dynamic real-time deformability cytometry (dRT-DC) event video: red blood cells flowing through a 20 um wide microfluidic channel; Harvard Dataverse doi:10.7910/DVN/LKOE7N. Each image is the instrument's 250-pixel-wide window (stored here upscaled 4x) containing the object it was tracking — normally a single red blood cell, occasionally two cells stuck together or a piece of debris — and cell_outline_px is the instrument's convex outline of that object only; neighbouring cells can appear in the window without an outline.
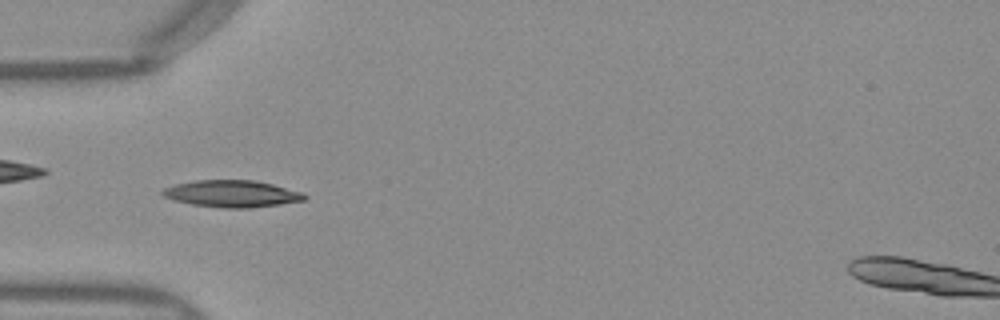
{"species": "Egyptian fruit bat (a non-hibernating species)", "species_latin": "Rousettus aegyptiacus", "temperature_condition": "warm", "stored_images_in_passage": 51, "camera_frame_rate_fps": 3000, "um_per_image_px": 0.085, "frame": {"image": 1, "passage_image": 16, "time_ms": 5.0, "image_size_px": [1000, 320], "cell_outline_px": [[308, 196], [304, 200], [280, 204], [248, 208], [224, 208], [192, 204], [176, 200], [164, 196], [160, 192], [164, 188], [176, 184], [196, 180], [256, 180], [304, 192]], "centroid_in_image_um": [19.75, 16.46], "position_along_channel_um": 65.2, "area_um2": 22.14}}
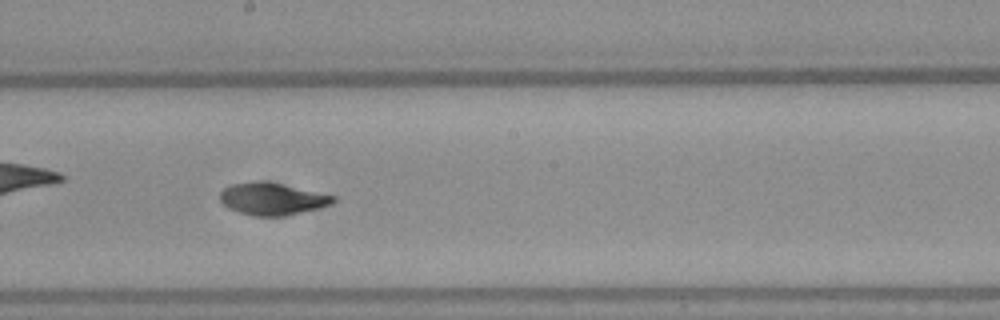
{"frame": {"image": 2, "passage_image": 28, "time_ms": 9.0, "image_size_px": [1000, 320], "cell_outline_px": [[336, 200], [332, 204], [320, 208], [284, 216], [256, 216], [240, 212], [228, 208], [220, 200], [220, 192], [224, 188], [232, 184], [280, 184], [336, 196]], "centroid_in_image_um": [23.18, 16.95], "position_along_channel_um": 225.0, "area_um2": 20.35}}
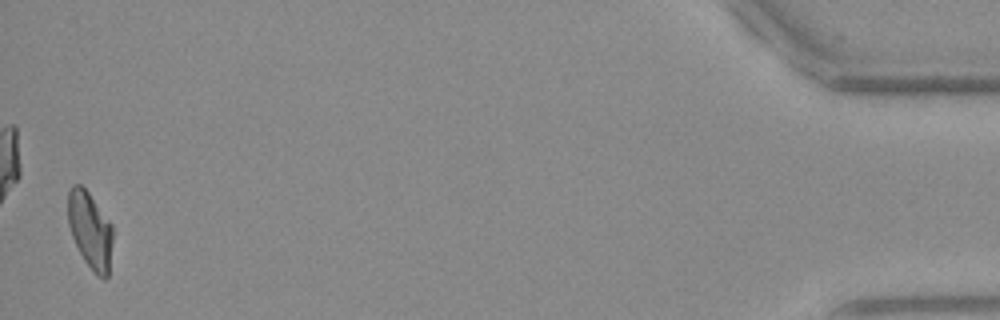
{"frame": {"image": 3, "passage_image": 50, "time_ms": 16.333, "image_size_px": [1000, 320], "cell_outline_px": [[112, 240], [108, 276], [104, 280], [96, 276], [84, 260], [72, 236], [68, 224], [68, 192], [72, 184], [80, 184], [88, 192], [112, 224]], "centroid_in_image_um": [7.66, 19.57], "position_along_channel_um": 427.5, "area_um2": 19.94}, "authors_computed_cell_mechanics": {"area_um2": 20.3456, "velocity_mm_per_s": 3.991, "shape_relaxation_time_tau1_ms": 4.0617, "shape_relaxation_time_tau2_ms": 2.1922, "deformation_change_tau1": 0.1888, "deformation_change_tau2": 0.0873}}